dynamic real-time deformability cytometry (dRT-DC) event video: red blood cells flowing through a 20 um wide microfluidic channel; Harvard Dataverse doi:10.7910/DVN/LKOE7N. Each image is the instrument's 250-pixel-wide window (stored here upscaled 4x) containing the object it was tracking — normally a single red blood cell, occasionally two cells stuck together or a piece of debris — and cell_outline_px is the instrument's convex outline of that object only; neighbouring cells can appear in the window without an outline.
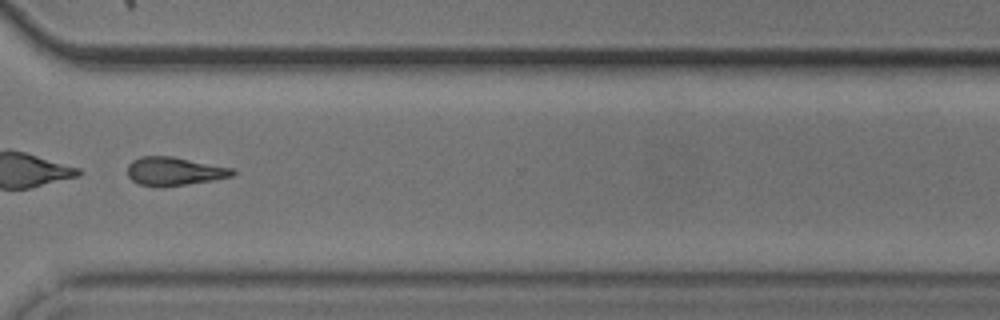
{"species": "common noctule bat (a hibernating species)", "species_latin": "Nyctalus noctula", "temperature_condition": "cold", "stored_images_in_passage": 53, "segment_of_instrument_passage": [2, 2], "camera_frame_rate_fps": 3000, "um_per_image_px": 0.085, "animal": {"sex": "male", "body_mass_g": 20.5, "forearm_length_mm": 52.5}, "frame": {"image": 1, "passage_image": 40, "time_ms": 13.0, "image_size_px": [1000, 320], "cell_outline_px": [[236, 172], [232, 176], [212, 180], [160, 188], [140, 184], [132, 180], [128, 176], [128, 164], [132, 160], [140, 156], [172, 156], [236, 168]], "centroid_in_image_um": [14.83, 14.55], "position_along_channel_um": 355.8, "area_um2": 17.63}}